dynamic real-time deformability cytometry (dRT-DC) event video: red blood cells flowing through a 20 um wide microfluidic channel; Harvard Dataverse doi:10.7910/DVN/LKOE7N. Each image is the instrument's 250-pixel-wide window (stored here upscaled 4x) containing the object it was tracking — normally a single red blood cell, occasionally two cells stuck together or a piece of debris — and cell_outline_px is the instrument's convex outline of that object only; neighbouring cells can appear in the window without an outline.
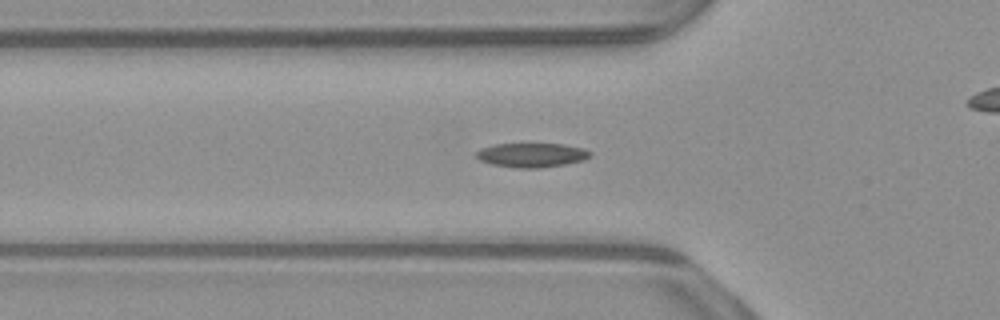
{"species": "common noctule bat (a hibernating species)", "species_latin": "Nyctalus noctula", "temperature_condition": "warm", "stored_images_in_passage": 44, "camera_frame_rate_fps": 3000, "um_per_image_px": 0.085, "animal": {"sex": "male", "body_mass_g": 23.1, "forearm_length_mm": 52.7}, "frame": {"image": 1, "passage_image": 8, "time_ms": 2.333, "image_size_px": [1000, 320], "cell_outline_px": [[592, 156], [584, 160], [564, 164], [540, 168], [516, 168], [492, 164], [480, 160], [476, 156], [476, 152], [480, 148], [496, 144], [564, 144], [584, 148], [592, 152]], "centroid_in_image_um": [45.22, 13.18], "position_along_channel_um": 80.6, "area_um2": 16.13}}
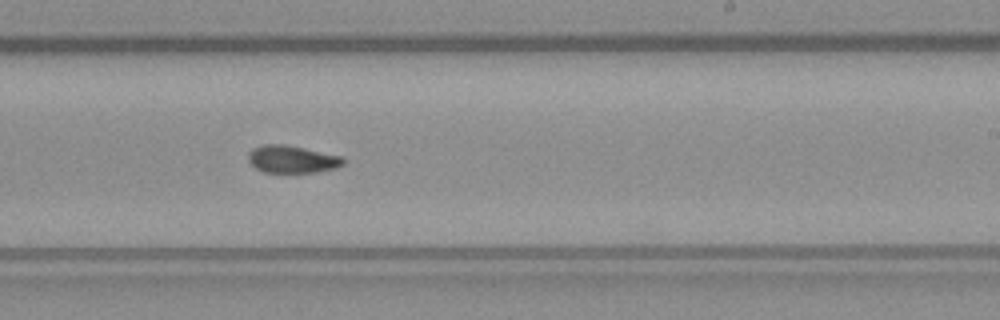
{"frame": {"image": 2, "passage_image": 22, "time_ms": 7.0, "image_size_px": [1000, 320], "cell_outline_px": [[344, 164], [336, 168], [316, 172], [264, 172], [256, 168], [248, 160], [248, 152], [252, 148], [264, 144], [284, 144], [344, 156]], "centroid_in_image_um": [24.84, 13.52], "position_along_channel_um": 264.2, "area_um2": 15.26}}
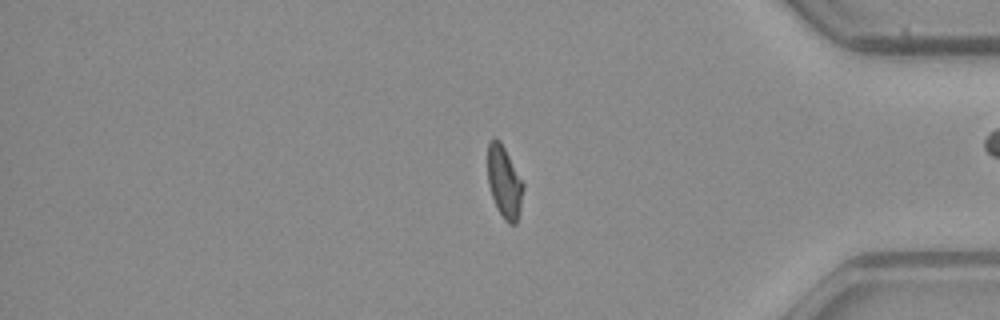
{"frame": {"image": 3, "passage_image": 34, "time_ms": 11.0, "image_size_px": [1000, 320], "cell_outline_px": [[524, 188], [520, 208], [516, 224], [508, 224], [504, 220], [492, 196], [488, 184], [488, 144], [492, 136], [500, 140], [524, 184]], "centroid_in_image_um": [42.86, 15.46], "position_along_channel_um": 392.3, "area_um2": 14.74}, "authors_computed_cell_mechanics": {"area_um2": 15.4326, "velocity_mm_per_s": 3.9174, "shape_relaxation_time_tau1_ms": 9.6238, "shape_relaxation_time_tau2_ms": 3.315, "deformation_change_tau1": 0.2277, "deformation_change_tau2": 0.0629}}